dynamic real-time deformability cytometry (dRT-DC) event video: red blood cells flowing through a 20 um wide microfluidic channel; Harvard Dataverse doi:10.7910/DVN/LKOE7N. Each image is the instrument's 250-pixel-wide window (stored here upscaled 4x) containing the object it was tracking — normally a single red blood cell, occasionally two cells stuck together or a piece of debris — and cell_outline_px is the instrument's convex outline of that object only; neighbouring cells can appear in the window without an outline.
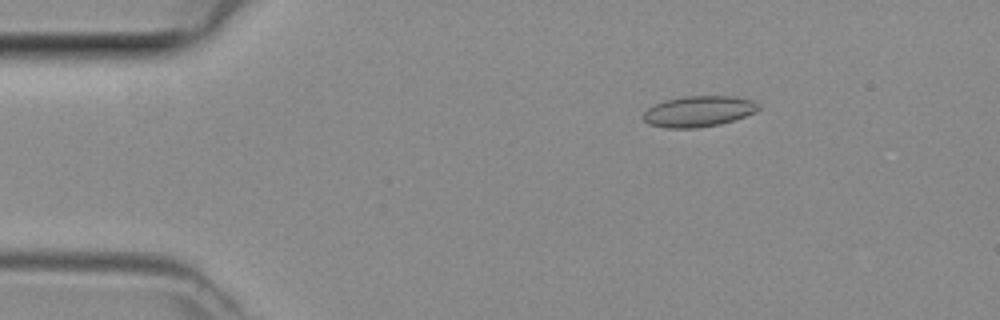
{"species": "common noctule bat (a hibernating species)", "species_latin": "Nyctalus noctula", "temperature_condition": "room temperature", "stored_images_in_passage": 47, "camera_frame_rate_fps": 3000, "um_per_image_px": 0.085, "animal": {"sex": "female", "body_mass_g": 29.2, "forearm_length_mm": 56.3}, "frame": {"image": 1, "passage_image": 8, "time_ms": 2.333, "image_size_px": [1000, 320], "cell_outline_px": [[760, 108], [756, 112], [720, 124], [696, 128], [664, 128], [648, 124], [644, 120], [644, 112], [648, 108], [656, 104], [668, 100], [684, 96], [732, 96], [752, 100], [760, 104]], "centroid_in_image_um": [59.4, 9.47], "position_along_channel_um": 25.6, "area_um2": 20.58}}
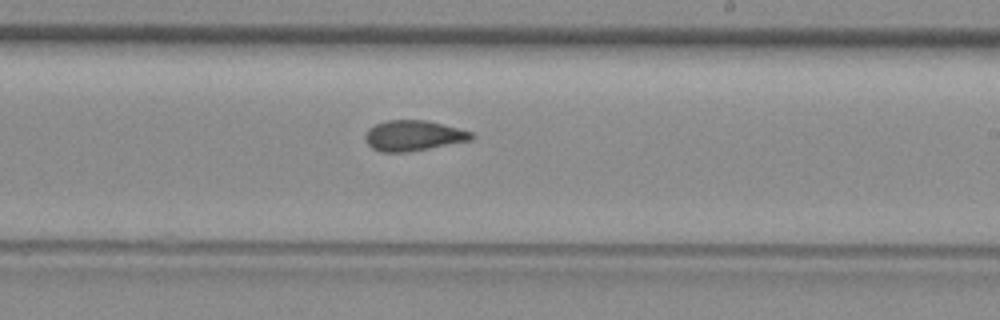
{"frame": {"image": 2, "passage_image": 28, "time_ms": 9.0, "image_size_px": [1000, 320], "cell_outline_px": [[476, 136], [472, 140], [408, 152], [380, 152], [372, 148], [364, 140], [364, 136], [368, 128], [376, 124], [388, 120], [424, 120], [472, 132]], "centroid_in_image_um": [35.1, 11.54], "position_along_channel_um": 253.9, "area_um2": 18.79}}
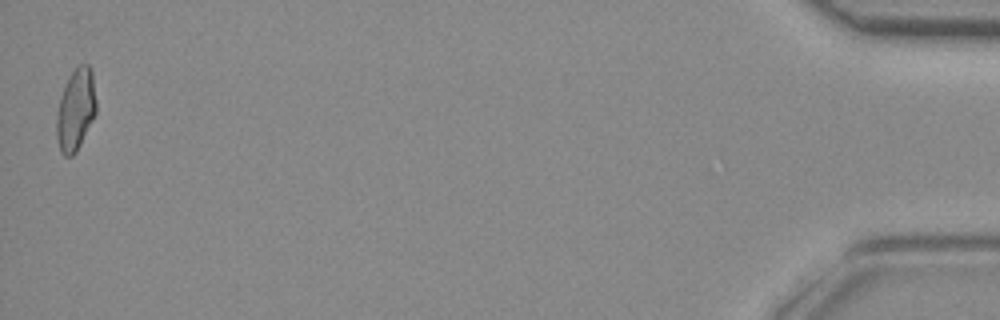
{"frame": {"image": 3, "passage_image": 47, "time_ms": 15.333, "image_size_px": [1000, 320], "cell_outline_px": [[96, 112], [76, 152], [72, 156], [64, 156], [60, 152], [56, 136], [56, 116], [60, 100], [64, 88], [72, 72], [80, 64], [88, 64], [92, 72], [96, 100]], "centroid_in_image_um": [6.43, 9.35], "position_along_channel_um": 428.8, "area_um2": 18.61}}